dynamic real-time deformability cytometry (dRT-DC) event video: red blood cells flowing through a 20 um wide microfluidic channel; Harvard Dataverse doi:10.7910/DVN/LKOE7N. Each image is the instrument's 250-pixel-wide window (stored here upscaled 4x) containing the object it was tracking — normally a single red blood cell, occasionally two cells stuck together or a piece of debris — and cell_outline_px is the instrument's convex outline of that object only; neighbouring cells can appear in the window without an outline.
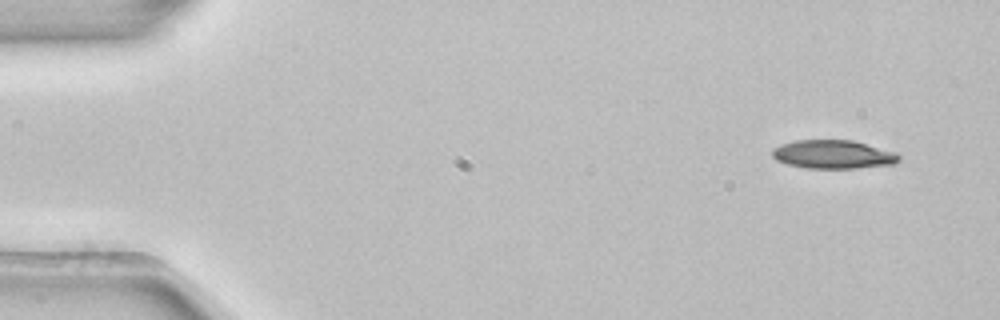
{"species": "common noctule bat (a hibernating species)", "species_latin": "Nyctalus noctula", "temperature_condition": "room temperature", "stored_images_in_passage": 5, "segment_of_instrument_passage": [2, 2], "camera_frame_rate_fps": 3000, "um_per_image_px": 0.085, "animal": {"sex": "female", "body_mass_g": 22.7, "forearm_length_mm": 54.2}, "frame": {"image": 1, "passage_image": 5, "time_ms": 1.333, "image_size_px": [1000, 320], "cell_outline_px": [[900, 160], [892, 164], [856, 168], [808, 168], [788, 164], [776, 160], [772, 156], [772, 148], [780, 144], [796, 140], [852, 140], [896, 152], [900, 156]], "centroid_in_image_um": [70.8, 13.12], "position_along_channel_um": 14.2, "area_um2": 21.04}}